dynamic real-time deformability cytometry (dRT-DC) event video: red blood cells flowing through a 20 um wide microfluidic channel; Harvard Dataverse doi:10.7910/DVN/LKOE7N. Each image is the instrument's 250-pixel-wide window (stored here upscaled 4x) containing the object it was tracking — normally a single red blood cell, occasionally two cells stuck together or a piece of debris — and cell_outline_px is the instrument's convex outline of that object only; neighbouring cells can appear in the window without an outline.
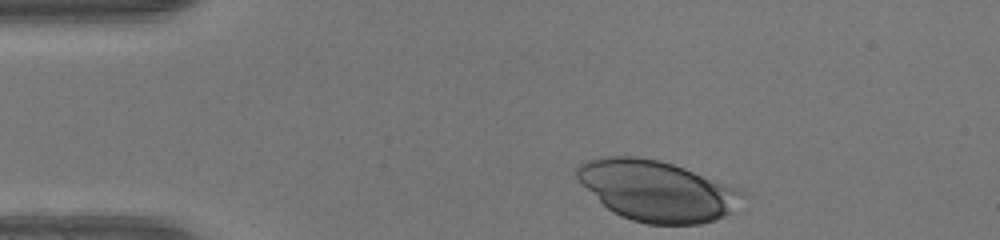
{"species": "human", "species_latin": "Homo sapiens", "temperature_condition": "warm", "stored_images_in_passage": 33, "camera_frame_rate_fps": 3000, "um_per_image_px": 0.085, "donor": {"sex": "female"}, "frame": {"image": 1, "passage_image": 1, "time_ms": 0.0, "image_size_px": [1000, 240], "cell_outline_px": [[740, 192], [732, 212], [724, 216], [700, 224], [648, 224], [632, 220], [620, 216], [612, 212], [576, 176], [576, 168], [580, 164], [588, 160], [608, 156], [632, 156], [660, 160], [684, 168], [736, 188]], "centroid_in_image_um": [55.78, 16.21], "position_along_channel_um": 29.2, "area_um2": 56.93}}
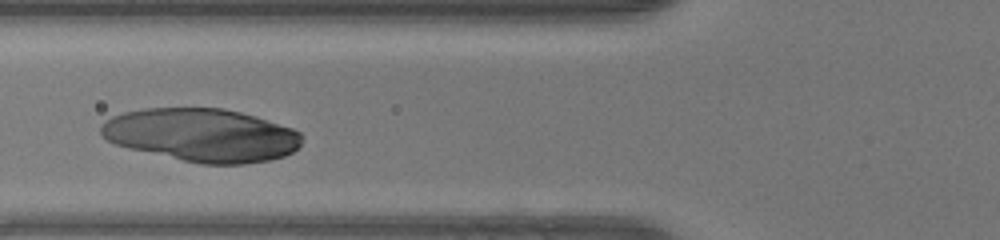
{"frame": {"image": 2, "passage_image": 11, "time_ms": 3.333, "image_size_px": [1000, 240], "cell_outline_px": [[300, 144], [292, 152], [284, 156], [268, 160], [244, 164], [200, 164], [128, 148], [116, 144], [100, 136], [100, 124], [104, 120], [112, 116], [124, 112], [144, 108], [224, 108], [256, 116], [292, 128], [300, 132]], "centroid_in_image_um": [17.11, 11.47], "position_along_channel_um": 108.7, "area_um2": 62.25}}